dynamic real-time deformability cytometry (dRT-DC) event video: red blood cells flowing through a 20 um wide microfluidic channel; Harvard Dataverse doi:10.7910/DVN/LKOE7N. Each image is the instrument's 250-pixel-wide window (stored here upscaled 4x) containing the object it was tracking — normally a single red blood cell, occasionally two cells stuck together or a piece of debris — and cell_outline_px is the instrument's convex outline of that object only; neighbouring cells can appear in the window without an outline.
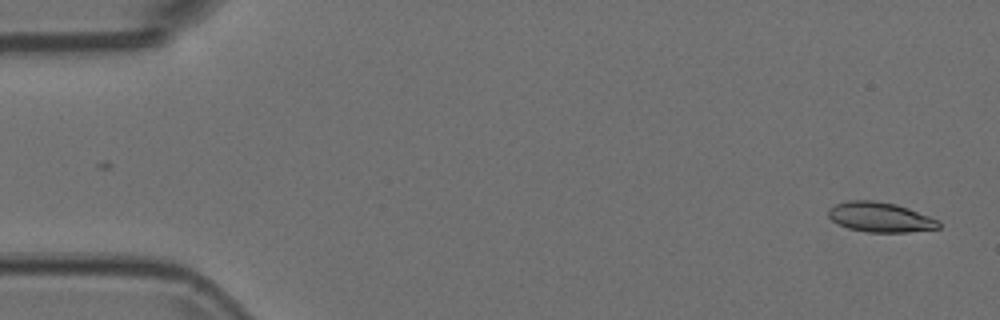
{"species": "Egyptian fruit bat (a non-hibernating species)", "species_latin": "Rousettus aegyptiacus", "temperature_condition": "room temperature", "stored_images_in_passage": 53, "camera_frame_rate_fps": 3000, "um_per_image_px": 0.085, "animal": {"sex": "female"}, "frame": {"image": 1, "passage_image": 1, "time_ms": 0.0, "image_size_px": [1000, 320], "cell_outline_px": [[940, 228], [908, 232], [868, 232], [848, 228], [832, 220], [828, 216], [828, 208], [836, 204], [848, 200], [872, 200], [896, 204], [908, 208], [940, 220]], "centroid_in_image_um": [74.83, 18.45], "position_along_channel_um": 10.2, "area_um2": 19.19}}
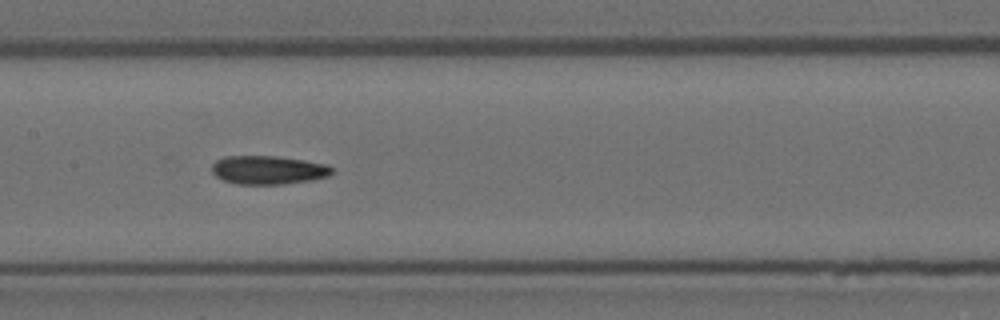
{"frame": {"image": 2, "passage_image": 25, "time_ms": 8.0, "image_size_px": [1000, 320], "cell_outline_px": [[332, 172], [328, 176], [312, 180], [284, 184], [236, 184], [224, 180], [216, 176], [212, 172], [212, 164], [216, 160], [224, 156], [276, 156], [304, 160], [328, 164], [332, 168]], "centroid_in_image_um": [22.79, 14.44], "position_along_channel_um": 184.6, "area_um2": 20.06}}
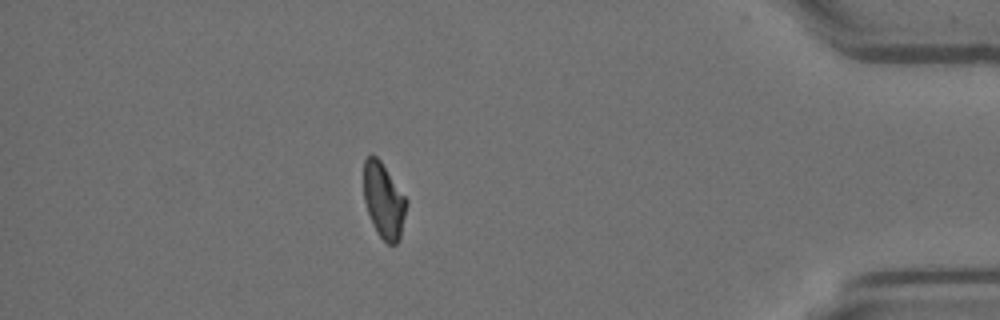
{"frame": {"image": 3, "passage_image": 46, "time_ms": 15.0, "image_size_px": [1000, 320], "cell_outline_px": [[408, 204], [400, 240], [396, 244], [388, 244], [380, 236], [372, 224], [364, 200], [364, 160], [372, 152], [380, 160], [408, 200]], "centroid_in_image_um": [32.63, 17.05], "position_along_channel_um": 402.6, "area_um2": 18.9}}